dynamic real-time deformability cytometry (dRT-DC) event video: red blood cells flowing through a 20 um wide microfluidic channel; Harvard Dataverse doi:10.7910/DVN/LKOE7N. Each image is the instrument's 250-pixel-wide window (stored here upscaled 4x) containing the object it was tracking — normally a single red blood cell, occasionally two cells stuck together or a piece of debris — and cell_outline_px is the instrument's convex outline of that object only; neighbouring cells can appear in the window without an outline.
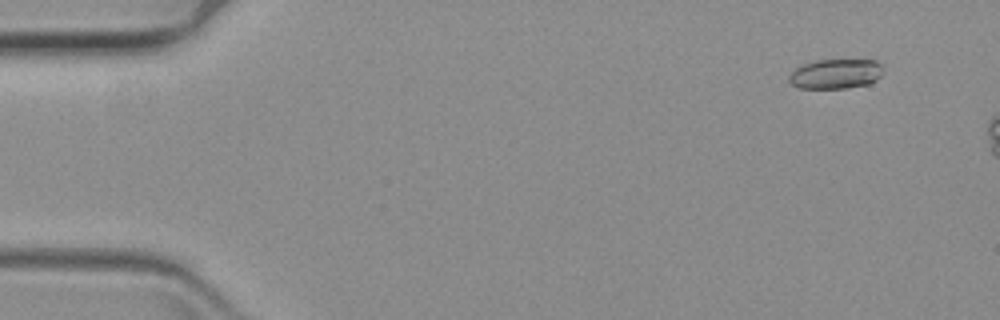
{"species": "common noctule bat (a hibernating species)", "species_latin": "Nyctalus noctula", "temperature_condition": "warm", "stored_images_in_passage": 11, "camera_frame_rate_fps": 3000, "um_per_image_px": 0.085, "animal": {"sex": "female", "body_mass_g": 19.3, "forearm_length_mm": 54.1}, "frame": {"image": 1, "passage_image": 4, "time_ms": 1.0, "image_size_px": [1000, 320], "cell_outline_px": [[884, 72], [876, 80], [868, 84], [848, 88], [800, 88], [792, 84], [788, 80], [788, 76], [796, 68], [804, 64], [816, 60], [876, 60], [880, 64]], "centroid_in_image_um": [71.05, 6.28], "position_along_channel_um": 14.0, "area_um2": 16.3}}